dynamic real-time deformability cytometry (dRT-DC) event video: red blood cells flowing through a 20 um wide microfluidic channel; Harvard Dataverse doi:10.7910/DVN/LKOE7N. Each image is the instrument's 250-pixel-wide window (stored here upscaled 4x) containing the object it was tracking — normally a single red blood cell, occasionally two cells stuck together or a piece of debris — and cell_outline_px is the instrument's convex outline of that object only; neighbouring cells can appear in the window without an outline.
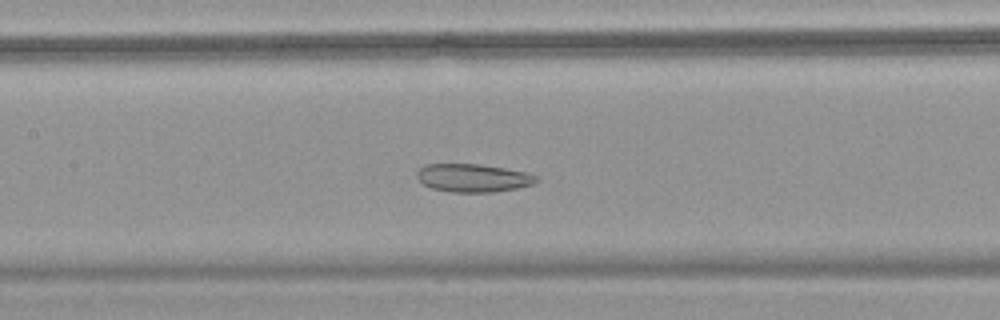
{"species": "common noctule bat (a hibernating species)", "species_latin": "Nyctalus noctula", "temperature_condition": "warm", "stored_images_in_passage": 36, "camera_frame_rate_fps": 3000, "um_per_image_px": 0.085, "animal": {"sex": "female", "body_mass_g": 18.4}, "frame": {"image": 1, "passage_image": 18, "time_ms": 5.667, "image_size_px": [1000, 320], "cell_outline_px": [[540, 180], [532, 184], [516, 188], [496, 192], [452, 192], [432, 188], [424, 184], [416, 176], [416, 172], [424, 164], [480, 164], [528, 172], [540, 176]], "centroid_in_image_um": [40.25, 15.12], "position_along_channel_um": 167.2, "area_um2": 19.71}}
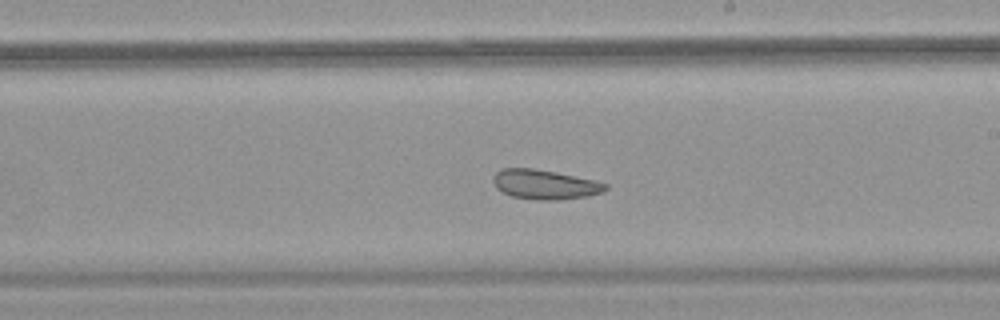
{"frame": {"image": 2, "passage_image": 24, "time_ms": 7.667, "image_size_px": [1000, 320], "cell_outline_px": [[608, 188], [604, 192], [588, 196], [560, 200], [536, 200], [512, 196], [496, 188], [492, 180], [492, 176], [500, 168], [532, 168], [556, 172], [596, 180], [608, 184]], "centroid_in_image_um": [46.32, 15.68], "position_along_channel_um": 242.7, "area_um2": 19.59}}
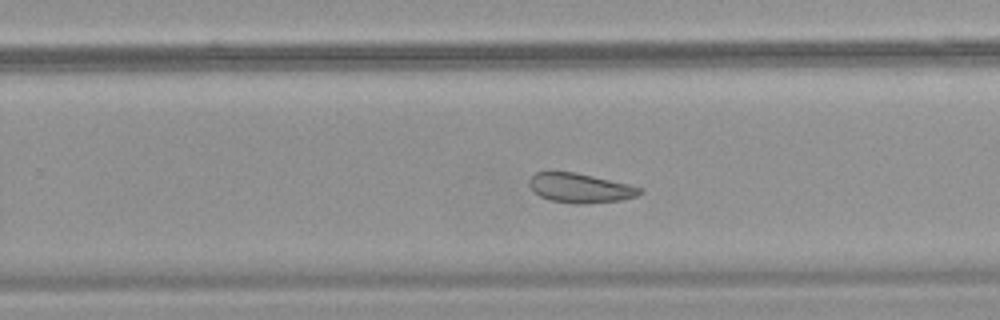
{"frame": {"image": 3, "passage_image": 27, "time_ms": 8.667, "image_size_px": [1000, 320], "cell_outline_px": [[644, 192], [636, 196], [620, 200], [584, 204], [552, 200], [540, 196], [528, 184], [528, 180], [536, 172], [576, 172], [628, 184], [644, 188]], "centroid_in_image_um": [49.35, 15.97], "position_along_channel_um": 280.4, "area_um2": 18.73}, "authors_computed_cell_mechanics": {"area_um2": 20.6924, "velocity_mm_per_s": 3.7939, "shape_relaxation_time_tau1_ms": null, "shape_relaxation_time_tau2_ms": 2.3412, "deformation_change_tau1": null, "deformation_change_tau2": 0.0889}}